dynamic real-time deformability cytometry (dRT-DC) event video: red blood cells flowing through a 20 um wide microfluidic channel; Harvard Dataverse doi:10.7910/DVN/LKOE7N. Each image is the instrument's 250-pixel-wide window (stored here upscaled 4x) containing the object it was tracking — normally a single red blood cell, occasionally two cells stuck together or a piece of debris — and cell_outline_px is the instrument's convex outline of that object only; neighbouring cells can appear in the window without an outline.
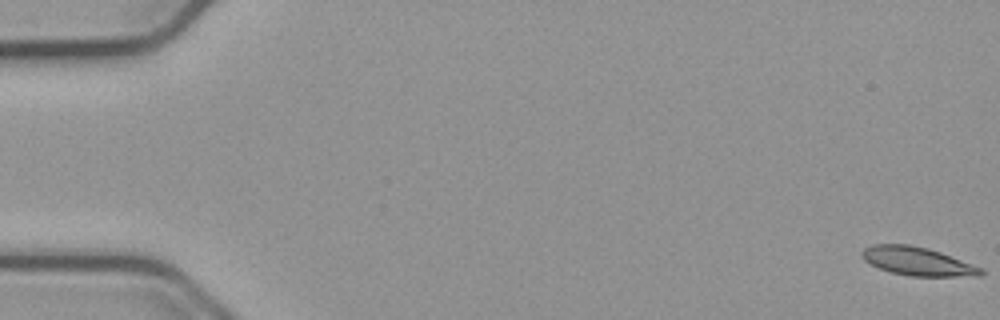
{"species": "common noctule bat (a hibernating species)", "species_latin": "Nyctalus noctula", "temperature_condition": "cold", "stored_images_in_passage": 4, "camera_frame_rate_fps": 3000, "um_per_image_px": 0.085, "animal": {"sex": "male", "body_mass_g": 23.1, "forearm_length_mm": 52.7}, "frame": {"image": 1, "passage_image": 1, "time_ms": 0.0, "image_size_px": [1000, 320], "cell_outline_px": [[984, 272], [980, 276], [908, 276], [892, 272], [880, 268], [864, 260], [860, 256], [860, 252], [864, 248], [872, 244], [908, 244], [928, 248], [940, 252], [980, 268]], "centroid_in_image_um": [77.92, 22.2], "position_along_channel_um": 7.1, "area_um2": 19.48}}